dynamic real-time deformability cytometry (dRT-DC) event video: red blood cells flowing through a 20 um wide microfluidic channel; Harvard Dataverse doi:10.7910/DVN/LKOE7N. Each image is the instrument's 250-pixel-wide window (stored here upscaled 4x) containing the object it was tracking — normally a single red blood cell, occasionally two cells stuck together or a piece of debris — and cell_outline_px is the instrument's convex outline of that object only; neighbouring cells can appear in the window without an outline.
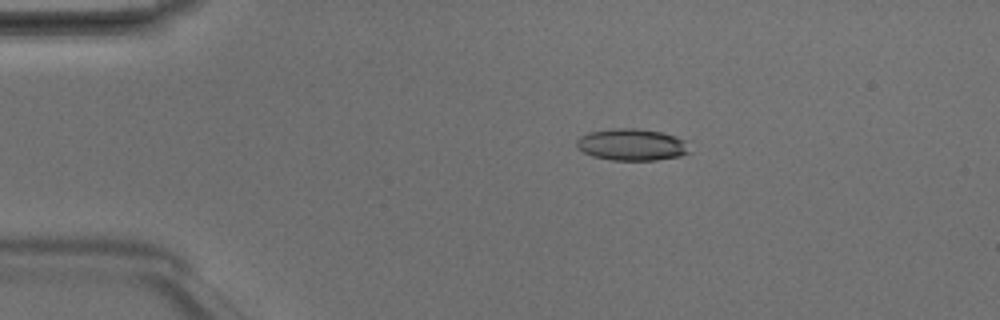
{"species": "Egyptian fruit bat (a non-hibernating species)", "species_latin": "Rousettus aegyptiacus", "temperature_condition": "room temperature", "stored_images_in_passage": 4, "camera_frame_rate_fps": 3000, "um_per_image_px": 0.085, "animal": {"sex": "male"}, "frame": {"image": 1, "passage_image": 3, "time_ms": 0.667, "image_size_px": [1000, 320], "cell_outline_px": [[692, 152], [680, 156], [656, 160], [612, 160], [592, 156], [576, 148], [576, 140], [580, 136], [588, 132], [612, 128], [636, 128], [660, 132], [676, 136], [684, 140]], "centroid_in_image_um": [53.69, 12.29], "position_along_channel_um": 31.3, "area_um2": 21.1}}